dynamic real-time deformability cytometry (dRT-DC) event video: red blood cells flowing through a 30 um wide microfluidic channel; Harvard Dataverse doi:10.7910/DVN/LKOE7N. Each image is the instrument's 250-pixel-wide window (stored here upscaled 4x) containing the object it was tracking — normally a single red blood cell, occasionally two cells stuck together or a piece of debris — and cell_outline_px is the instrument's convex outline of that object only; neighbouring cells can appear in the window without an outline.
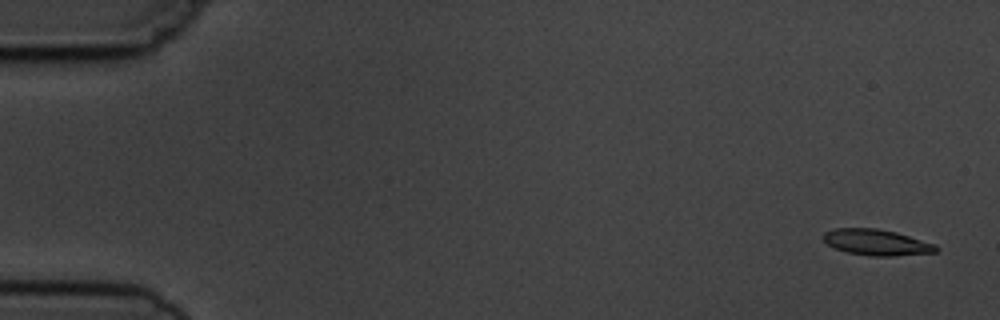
{"species": "common noctule bat (a hibernating species)", "species_latin": "Nyctalus noctula", "temperature_condition": "cold", "stored_images_in_passage": 5, "camera_frame_rate_fps": 3000, "um_per_image_px": 0.085, "animal": {"sex": "male", "body_mass_g": 19.5, "forearm_length_mm": 54.6}, "frame": {"image": 1, "passage_image": 1, "time_ms": 0.0, "image_size_px": [1000, 320], "cell_outline_px": [[940, 248], [936, 252], [892, 256], [872, 256], [848, 252], [836, 248], [828, 244], [820, 236], [824, 232], [836, 228], [876, 228], [896, 232], [936, 244]], "centroid_in_image_um": [74.51, 20.59], "position_along_channel_um": 10.5, "area_um2": 17.05}}